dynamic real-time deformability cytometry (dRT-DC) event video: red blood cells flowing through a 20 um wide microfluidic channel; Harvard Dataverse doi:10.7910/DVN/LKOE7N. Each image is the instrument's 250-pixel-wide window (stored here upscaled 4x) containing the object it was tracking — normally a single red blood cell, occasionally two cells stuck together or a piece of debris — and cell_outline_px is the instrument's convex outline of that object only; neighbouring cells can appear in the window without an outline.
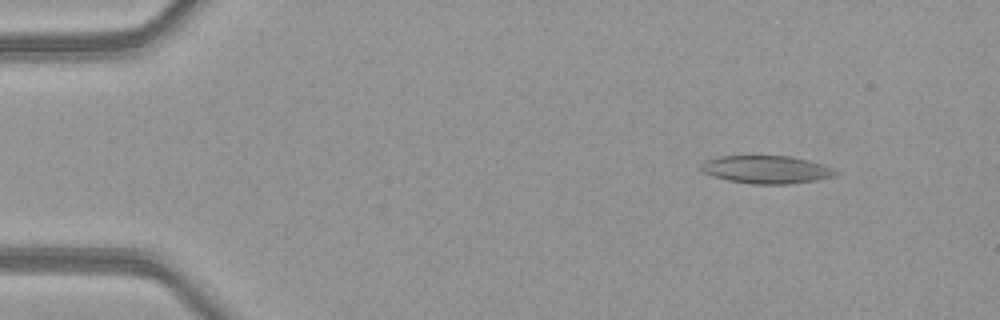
{"species": "common noctule bat (a hibernating species)", "species_latin": "Nyctalus noctula", "temperature_condition": "warm", "stored_images_in_passage": 4, "camera_frame_rate_fps": 3000, "um_per_image_px": 0.085, "animal": {"sex": "female", "body_mass_g": 21.9}, "frame": {"image": 1, "passage_image": 2, "time_ms": 0.333, "image_size_px": [1000, 320], "cell_outline_px": [[840, 172], [836, 176], [816, 180], [788, 184], [752, 184], [728, 180], [704, 172], [700, 168], [700, 164], [704, 160], [720, 156], [792, 156], [808, 160], [832, 168]], "centroid_in_image_um": [65.16, 14.41], "position_along_channel_um": 19.8, "area_um2": 21.79}}